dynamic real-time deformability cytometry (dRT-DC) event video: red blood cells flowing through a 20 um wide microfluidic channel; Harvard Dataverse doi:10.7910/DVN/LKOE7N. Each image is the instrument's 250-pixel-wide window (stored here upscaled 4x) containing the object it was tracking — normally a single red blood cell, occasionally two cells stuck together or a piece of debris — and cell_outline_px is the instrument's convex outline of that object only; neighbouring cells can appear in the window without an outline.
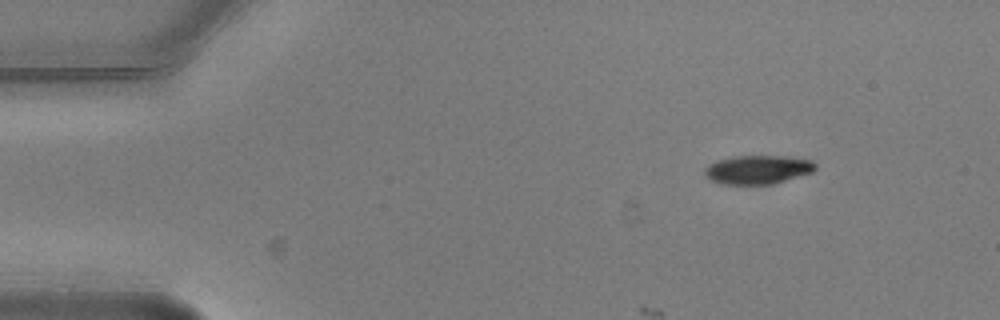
{"species": "common noctule bat (a hibernating species)", "species_latin": "Nyctalus noctula", "temperature_condition": "warm", "stored_images_in_passage": 8, "camera_frame_rate_fps": 3000, "um_per_image_px": 0.085, "animal": {"sex": "male", "body_mass_g": 20.5, "forearm_length_mm": 52.5}, "frame": {"image": 1, "passage_image": 1, "time_ms": 0.0, "image_size_px": [1000, 320], "cell_outline_px": [[816, 168], [812, 172], [772, 184], [720, 184], [712, 180], [704, 172], [704, 168], [708, 164], [716, 160], [732, 156], [788, 156], [812, 160], [816, 164]], "centroid_in_image_um": [64.4, 14.4], "position_along_channel_um": 20.6, "area_um2": 18.55}}
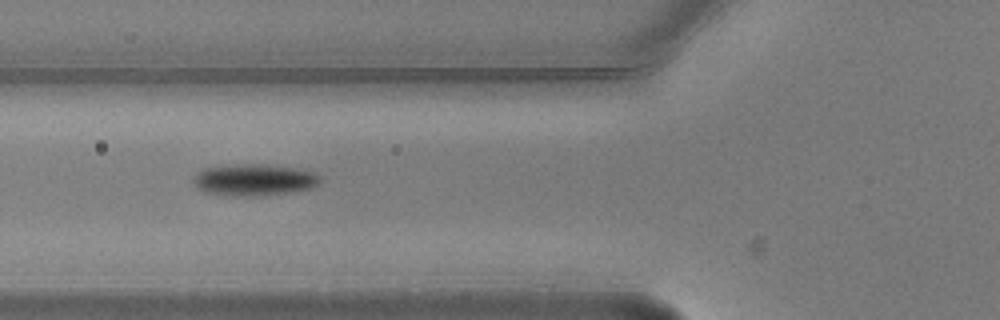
{"frame": {"image": 2, "passage_image": 5, "time_ms": 1.333, "image_size_px": [1000, 320], "cell_outline_px": [[320, 184], [312, 188], [288, 192], [260, 196], [236, 196], [204, 192], [192, 180], [196, 172], [204, 168], [244, 164], [264, 164], [292, 168], [308, 172], [320, 176]], "centroid_in_image_um": [21.58, 15.3], "position_along_channel_um": 104.2, "area_um2": 23.0}}
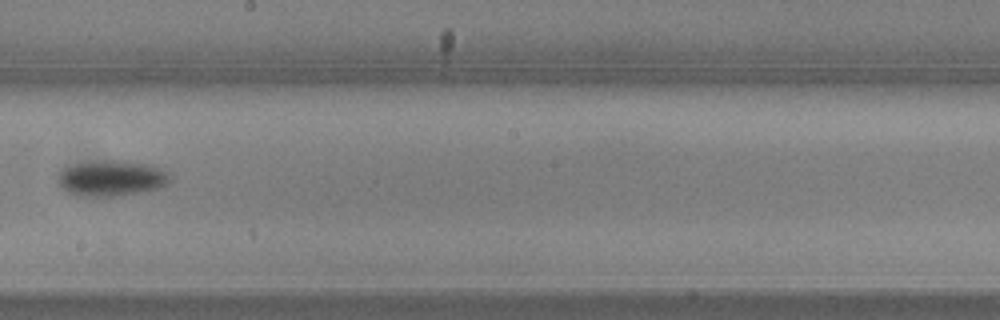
{"frame": {"image": 3, "passage_image": 8, "time_ms": 2.333, "image_size_px": [1000, 320], "cell_outline_px": [[168, 180], [164, 184], [156, 188], [140, 192], [112, 196], [76, 196], [64, 192], [60, 188], [60, 172], [64, 168], [88, 160], [120, 160], [152, 164], [168, 172]], "centroid_in_image_um": [9.42, 15.13], "position_along_channel_um": 238.8, "area_um2": 23.29}}